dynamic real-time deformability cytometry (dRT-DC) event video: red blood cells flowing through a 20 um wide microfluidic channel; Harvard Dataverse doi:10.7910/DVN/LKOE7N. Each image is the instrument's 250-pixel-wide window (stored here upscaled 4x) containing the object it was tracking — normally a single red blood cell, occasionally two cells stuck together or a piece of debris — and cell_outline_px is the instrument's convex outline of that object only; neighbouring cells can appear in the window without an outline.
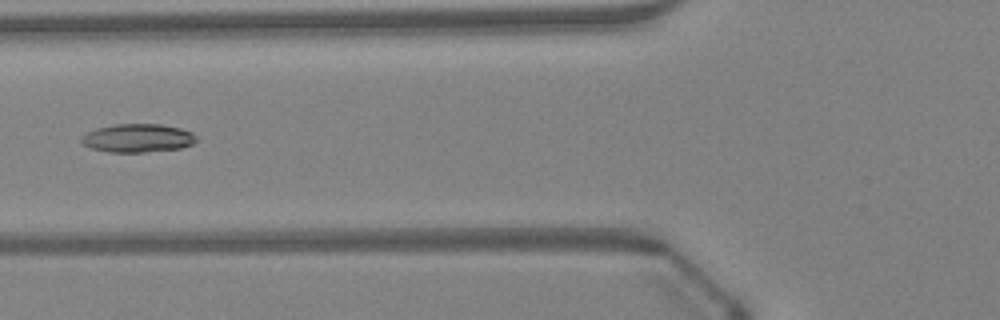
{"species": "Egyptian fruit bat (a non-hibernating species)", "species_latin": "Rousettus aegyptiacus", "temperature_condition": "warm", "stored_images_in_passage": 15, "camera_frame_rate_fps": 3000, "um_per_image_px": 0.085, "animal": {"sex": "female"}, "frame": {"image": 1, "passage_image": 7, "time_ms": 2.0, "image_size_px": [1000, 320], "cell_outline_px": [[196, 140], [192, 144], [180, 148], [144, 152], [108, 152], [92, 148], [84, 144], [80, 140], [80, 136], [96, 128], [116, 124], [160, 124], [180, 128], [192, 132], [196, 136]], "centroid_in_image_um": [11.69, 11.73], "position_along_channel_um": 114.1, "area_um2": 18.96}}
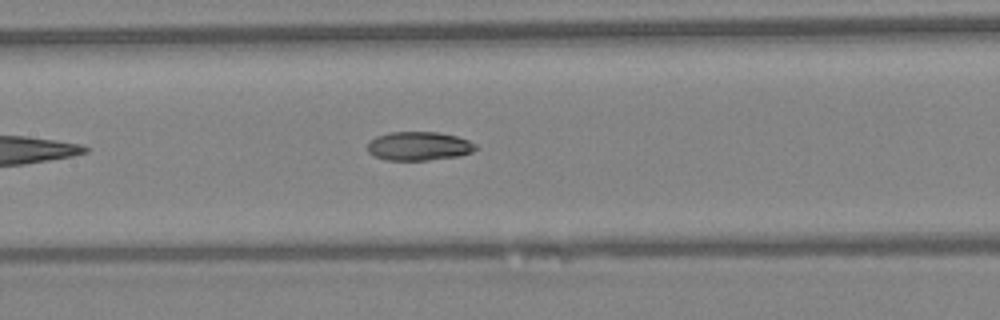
{"frame": {"image": 2, "passage_image": 11, "time_ms": 3.333, "image_size_px": [1000, 320], "cell_outline_px": [[480, 148], [472, 152], [460, 156], [428, 160], [384, 160], [368, 152], [368, 144], [376, 136], [388, 132], [436, 132], [456, 136], [468, 140], [476, 144]], "centroid_in_image_um": [35.64, 12.42], "position_along_channel_um": 171.8, "area_um2": 18.21}}